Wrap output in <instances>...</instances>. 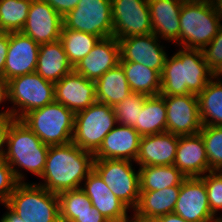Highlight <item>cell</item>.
I'll return each instance as SVG.
<instances>
[{
  "mask_svg": "<svg viewBox=\"0 0 222 222\" xmlns=\"http://www.w3.org/2000/svg\"><path fill=\"white\" fill-rule=\"evenodd\" d=\"M93 161L92 152L83 150L72 142L51 145L40 177L45 183L38 185L56 194L81 188L82 181L93 170Z\"/></svg>",
  "mask_w": 222,
  "mask_h": 222,
  "instance_id": "1",
  "label": "cell"
},
{
  "mask_svg": "<svg viewBox=\"0 0 222 222\" xmlns=\"http://www.w3.org/2000/svg\"><path fill=\"white\" fill-rule=\"evenodd\" d=\"M177 51L165 59L160 95H198L212 79L203 51L183 47Z\"/></svg>",
  "mask_w": 222,
  "mask_h": 222,
  "instance_id": "2",
  "label": "cell"
},
{
  "mask_svg": "<svg viewBox=\"0 0 222 222\" xmlns=\"http://www.w3.org/2000/svg\"><path fill=\"white\" fill-rule=\"evenodd\" d=\"M6 146L3 159L13 169L19 183H24L25 176L17 168L41 177L49 145L44 144L20 119H15L10 126Z\"/></svg>",
  "mask_w": 222,
  "mask_h": 222,
  "instance_id": "3",
  "label": "cell"
},
{
  "mask_svg": "<svg viewBox=\"0 0 222 222\" xmlns=\"http://www.w3.org/2000/svg\"><path fill=\"white\" fill-rule=\"evenodd\" d=\"M180 46L203 50L222 24L211 0H184L179 16Z\"/></svg>",
  "mask_w": 222,
  "mask_h": 222,
  "instance_id": "4",
  "label": "cell"
},
{
  "mask_svg": "<svg viewBox=\"0 0 222 222\" xmlns=\"http://www.w3.org/2000/svg\"><path fill=\"white\" fill-rule=\"evenodd\" d=\"M20 120L44 144L51 146L72 142L75 113L56 101L28 112Z\"/></svg>",
  "mask_w": 222,
  "mask_h": 222,
  "instance_id": "5",
  "label": "cell"
},
{
  "mask_svg": "<svg viewBox=\"0 0 222 222\" xmlns=\"http://www.w3.org/2000/svg\"><path fill=\"white\" fill-rule=\"evenodd\" d=\"M6 205L25 222H61L58 195L36 183H19Z\"/></svg>",
  "mask_w": 222,
  "mask_h": 222,
  "instance_id": "6",
  "label": "cell"
},
{
  "mask_svg": "<svg viewBox=\"0 0 222 222\" xmlns=\"http://www.w3.org/2000/svg\"><path fill=\"white\" fill-rule=\"evenodd\" d=\"M117 125L114 108L98 101L75 113L72 143L93 154Z\"/></svg>",
  "mask_w": 222,
  "mask_h": 222,
  "instance_id": "7",
  "label": "cell"
},
{
  "mask_svg": "<svg viewBox=\"0 0 222 222\" xmlns=\"http://www.w3.org/2000/svg\"><path fill=\"white\" fill-rule=\"evenodd\" d=\"M8 91L9 101L14 106L11 107L12 116L16 119L55 101L54 83L36 72L8 80Z\"/></svg>",
  "mask_w": 222,
  "mask_h": 222,
  "instance_id": "8",
  "label": "cell"
},
{
  "mask_svg": "<svg viewBox=\"0 0 222 222\" xmlns=\"http://www.w3.org/2000/svg\"><path fill=\"white\" fill-rule=\"evenodd\" d=\"M132 161L119 159H94L93 170L102 178L113 194L130 210L139 201V169L132 167Z\"/></svg>",
  "mask_w": 222,
  "mask_h": 222,
  "instance_id": "9",
  "label": "cell"
},
{
  "mask_svg": "<svg viewBox=\"0 0 222 222\" xmlns=\"http://www.w3.org/2000/svg\"><path fill=\"white\" fill-rule=\"evenodd\" d=\"M63 26L101 39L113 36L111 0H80L63 17Z\"/></svg>",
  "mask_w": 222,
  "mask_h": 222,
  "instance_id": "10",
  "label": "cell"
},
{
  "mask_svg": "<svg viewBox=\"0 0 222 222\" xmlns=\"http://www.w3.org/2000/svg\"><path fill=\"white\" fill-rule=\"evenodd\" d=\"M111 4L117 40L153 33L148 0H111Z\"/></svg>",
  "mask_w": 222,
  "mask_h": 222,
  "instance_id": "11",
  "label": "cell"
},
{
  "mask_svg": "<svg viewBox=\"0 0 222 222\" xmlns=\"http://www.w3.org/2000/svg\"><path fill=\"white\" fill-rule=\"evenodd\" d=\"M163 97L167 111L166 132L178 136L198 134L203 125L197 95H167Z\"/></svg>",
  "mask_w": 222,
  "mask_h": 222,
  "instance_id": "12",
  "label": "cell"
},
{
  "mask_svg": "<svg viewBox=\"0 0 222 222\" xmlns=\"http://www.w3.org/2000/svg\"><path fill=\"white\" fill-rule=\"evenodd\" d=\"M63 17L49 4L32 0L28 17L21 33L31 37L37 44H47L60 40Z\"/></svg>",
  "mask_w": 222,
  "mask_h": 222,
  "instance_id": "13",
  "label": "cell"
},
{
  "mask_svg": "<svg viewBox=\"0 0 222 222\" xmlns=\"http://www.w3.org/2000/svg\"><path fill=\"white\" fill-rule=\"evenodd\" d=\"M173 213L190 222H214L204 182L199 177L186 178L180 185V192Z\"/></svg>",
  "mask_w": 222,
  "mask_h": 222,
  "instance_id": "14",
  "label": "cell"
},
{
  "mask_svg": "<svg viewBox=\"0 0 222 222\" xmlns=\"http://www.w3.org/2000/svg\"><path fill=\"white\" fill-rule=\"evenodd\" d=\"M118 41L123 61L140 63L162 74L168 55L163 49L166 47L160 45L161 41L153 33L122 38Z\"/></svg>",
  "mask_w": 222,
  "mask_h": 222,
  "instance_id": "15",
  "label": "cell"
},
{
  "mask_svg": "<svg viewBox=\"0 0 222 222\" xmlns=\"http://www.w3.org/2000/svg\"><path fill=\"white\" fill-rule=\"evenodd\" d=\"M40 45L21 32L9 33V47L5 60L6 81L35 72Z\"/></svg>",
  "mask_w": 222,
  "mask_h": 222,
  "instance_id": "16",
  "label": "cell"
},
{
  "mask_svg": "<svg viewBox=\"0 0 222 222\" xmlns=\"http://www.w3.org/2000/svg\"><path fill=\"white\" fill-rule=\"evenodd\" d=\"M55 101L77 113L96 102L95 81L75 71L54 83Z\"/></svg>",
  "mask_w": 222,
  "mask_h": 222,
  "instance_id": "17",
  "label": "cell"
},
{
  "mask_svg": "<svg viewBox=\"0 0 222 222\" xmlns=\"http://www.w3.org/2000/svg\"><path fill=\"white\" fill-rule=\"evenodd\" d=\"M82 184L84 185L81 189L90 199L92 206L109 222H126L129 219L127 211L130 209L113 194L94 170L87 175L85 183Z\"/></svg>",
  "mask_w": 222,
  "mask_h": 222,
  "instance_id": "18",
  "label": "cell"
},
{
  "mask_svg": "<svg viewBox=\"0 0 222 222\" xmlns=\"http://www.w3.org/2000/svg\"><path fill=\"white\" fill-rule=\"evenodd\" d=\"M120 45L114 37L102 38L75 67L74 71L96 81L120 63Z\"/></svg>",
  "mask_w": 222,
  "mask_h": 222,
  "instance_id": "19",
  "label": "cell"
},
{
  "mask_svg": "<svg viewBox=\"0 0 222 222\" xmlns=\"http://www.w3.org/2000/svg\"><path fill=\"white\" fill-rule=\"evenodd\" d=\"M141 135L134 127L115 126L105 137L94 159H119L135 162L139 152Z\"/></svg>",
  "mask_w": 222,
  "mask_h": 222,
  "instance_id": "20",
  "label": "cell"
},
{
  "mask_svg": "<svg viewBox=\"0 0 222 222\" xmlns=\"http://www.w3.org/2000/svg\"><path fill=\"white\" fill-rule=\"evenodd\" d=\"M186 178L202 177L210 172L205 144L201 135L179 136L173 164Z\"/></svg>",
  "mask_w": 222,
  "mask_h": 222,
  "instance_id": "21",
  "label": "cell"
},
{
  "mask_svg": "<svg viewBox=\"0 0 222 222\" xmlns=\"http://www.w3.org/2000/svg\"><path fill=\"white\" fill-rule=\"evenodd\" d=\"M179 136L170 132L142 136L136 163L143 166L173 165Z\"/></svg>",
  "mask_w": 222,
  "mask_h": 222,
  "instance_id": "22",
  "label": "cell"
},
{
  "mask_svg": "<svg viewBox=\"0 0 222 222\" xmlns=\"http://www.w3.org/2000/svg\"><path fill=\"white\" fill-rule=\"evenodd\" d=\"M184 0H148L153 34L180 46V12Z\"/></svg>",
  "mask_w": 222,
  "mask_h": 222,
  "instance_id": "23",
  "label": "cell"
},
{
  "mask_svg": "<svg viewBox=\"0 0 222 222\" xmlns=\"http://www.w3.org/2000/svg\"><path fill=\"white\" fill-rule=\"evenodd\" d=\"M74 71L60 40L41 44L35 72L53 83Z\"/></svg>",
  "mask_w": 222,
  "mask_h": 222,
  "instance_id": "24",
  "label": "cell"
},
{
  "mask_svg": "<svg viewBox=\"0 0 222 222\" xmlns=\"http://www.w3.org/2000/svg\"><path fill=\"white\" fill-rule=\"evenodd\" d=\"M180 192V186L163 190L140 192L133 214L143 219H153L173 213Z\"/></svg>",
  "mask_w": 222,
  "mask_h": 222,
  "instance_id": "25",
  "label": "cell"
},
{
  "mask_svg": "<svg viewBox=\"0 0 222 222\" xmlns=\"http://www.w3.org/2000/svg\"><path fill=\"white\" fill-rule=\"evenodd\" d=\"M96 100L115 107L132 92L120 64L95 81Z\"/></svg>",
  "mask_w": 222,
  "mask_h": 222,
  "instance_id": "26",
  "label": "cell"
},
{
  "mask_svg": "<svg viewBox=\"0 0 222 222\" xmlns=\"http://www.w3.org/2000/svg\"><path fill=\"white\" fill-rule=\"evenodd\" d=\"M125 73L131 92L147 96L159 95L161 91V74L140 63L123 61L119 63Z\"/></svg>",
  "mask_w": 222,
  "mask_h": 222,
  "instance_id": "27",
  "label": "cell"
},
{
  "mask_svg": "<svg viewBox=\"0 0 222 222\" xmlns=\"http://www.w3.org/2000/svg\"><path fill=\"white\" fill-rule=\"evenodd\" d=\"M167 111L162 95L148 96L138 116L134 129L141 136L166 132Z\"/></svg>",
  "mask_w": 222,
  "mask_h": 222,
  "instance_id": "28",
  "label": "cell"
},
{
  "mask_svg": "<svg viewBox=\"0 0 222 222\" xmlns=\"http://www.w3.org/2000/svg\"><path fill=\"white\" fill-rule=\"evenodd\" d=\"M140 192L163 190L167 187L180 186L186 177L174 166L139 167Z\"/></svg>",
  "mask_w": 222,
  "mask_h": 222,
  "instance_id": "29",
  "label": "cell"
},
{
  "mask_svg": "<svg viewBox=\"0 0 222 222\" xmlns=\"http://www.w3.org/2000/svg\"><path fill=\"white\" fill-rule=\"evenodd\" d=\"M203 126H222V80L211 79L197 95Z\"/></svg>",
  "mask_w": 222,
  "mask_h": 222,
  "instance_id": "30",
  "label": "cell"
},
{
  "mask_svg": "<svg viewBox=\"0 0 222 222\" xmlns=\"http://www.w3.org/2000/svg\"><path fill=\"white\" fill-rule=\"evenodd\" d=\"M100 39L99 36L67 29L64 26L60 35V41L73 67L89 54Z\"/></svg>",
  "mask_w": 222,
  "mask_h": 222,
  "instance_id": "31",
  "label": "cell"
},
{
  "mask_svg": "<svg viewBox=\"0 0 222 222\" xmlns=\"http://www.w3.org/2000/svg\"><path fill=\"white\" fill-rule=\"evenodd\" d=\"M32 0H0V28L3 32H21Z\"/></svg>",
  "mask_w": 222,
  "mask_h": 222,
  "instance_id": "32",
  "label": "cell"
},
{
  "mask_svg": "<svg viewBox=\"0 0 222 222\" xmlns=\"http://www.w3.org/2000/svg\"><path fill=\"white\" fill-rule=\"evenodd\" d=\"M57 195L61 222H72L79 214L92 210V203L81 188L66 190Z\"/></svg>",
  "mask_w": 222,
  "mask_h": 222,
  "instance_id": "33",
  "label": "cell"
},
{
  "mask_svg": "<svg viewBox=\"0 0 222 222\" xmlns=\"http://www.w3.org/2000/svg\"><path fill=\"white\" fill-rule=\"evenodd\" d=\"M201 135L211 171H222V126H202Z\"/></svg>",
  "mask_w": 222,
  "mask_h": 222,
  "instance_id": "34",
  "label": "cell"
},
{
  "mask_svg": "<svg viewBox=\"0 0 222 222\" xmlns=\"http://www.w3.org/2000/svg\"><path fill=\"white\" fill-rule=\"evenodd\" d=\"M147 97L145 94L132 92L113 107L117 124L135 127L138 124V116Z\"/></svg>",
  "mask_w": 222,
  "mask_h": 222,
  "instance_id": "35",
  "label": "cell"
},
{
  "mask_svg": "<svg viewBox=\"0 0 222 222\" xmlns=\"http://www.w3.org/2000/svg\"><path fill=\"white\" fill-rule=\"evenodd\" d=\"M205 184L209 207L212 215L222 210V171H210L199 177Z\"/></svg>",
  "mask_w": 222,
  "mask_h": 222,
  "instance_id": "36",
  "label": "cell"
},
{
  "mask_svg": "<svg viewBox=\"0 0 222 222\" xmlns=\"http://www.w3.org/2000/svg\"><path fill=\"white\" fill-rule=\"evenodd\" d=\"M18 184L13 169L3 158L0 159V203L3 205L7 203Z\"/></svg>",
  "mask_w": 222,
  "mask_h": 222,
  "instance_id": "37",
  "label": "cell"
},
{
  "mask_svg": "<svg viewBox=\"0 0 222 222\" xmlns=\"http://www.w3.org/2000/svg\"><path fill=\"white\" fill-rule=\"evenodd\" d=\"M205 61L211 70H213L222 61V26L218 34L212 41L202 50Z\"/></svg>",
  "mask_w": 222,
  "mask_h": 222,
  "instance_id": "38",
  "label": "cell"
},
{
  "mask_svg": "<svg viewBox=\"0 0 222 222\" xmlns=\"http://www.w3.org/2000/svg\"><path fill=\"white\" fill-rule=\"evenodd\" d=\"M49 4L57 13L64 17L73 10L80 0H40Z\"/></svg>",
  "mask_w": 222,
  "mask_h": 222,
  "instance_id": "39",
  "label": "cell"
},
{
  "mask_svg": "<svg viewBox=\"0 0 222 222\" xmlns=\"http://www.w3.org/2000/svg\"><path fill=\"white\" fill-rule=\"evenodd\" d=\"M16 118L13 116H0V159L4 157L5 146L7 142V134L10 126Z\"/></svg>",
  "mask_w": 222,
  "mask_h": 222,
  "instance_id": "40",
  "label": "cell"
},
{
  "mask_svg": "<svg viewBox=\"0 0 222 222\" xmlns=\"http://www.w3.org/2000/svg\"><path fill=\"white\" fill-rule=\"evenodd\" d=\"M9 47V32L0 34V79H4L5 60Z\"/></svg>",
  "mask_w": 222,
  "mask_h": 222,
  "instance_id": "41",
  "label": "cell"
},
{
  "mask_svg": "<svg viewBox=\"0 0 222 222\" xmlns=\"http://www.w3.org/2000/svg\"><path fill=\"white\" fill-rule=\"evenodd\" d=\"M72 222H109L96 207L92 206V210L85 214H79Z\"/></svg>",
  "mask_w": 222,
  "mask_h": 222,
  "instance_id": "42",
  "label": "cell"
},
{
  "mask_svg": "<svg viewBox=\"0 0 222 222\" xmlns=\"http://www.w3.org/2000/svg\"><path fill=\"white\" fill-rule=\"evenodd\" d=\"M7 100L9 101L8 81L0 79V104ZM0 116H12L11 109L1 111Z\"/></svg>",
  "mask_w": 222,
  "mask_h": 222,
  "instance_id": "43",
  "label": "cell"
},
{
  "mask_svg": "<svg viewBox=\"0 0 222 222\" xmlns=\"http://www.w3.org/2000/svg\"><path fill=\"white\" fill-rule=\"evenodd\" d=\"M4 206L7 208L8 212L4 213L0 222H25L16 213H14L6 204Z\"/></svg>",
  "mask_w": 222,
  "mask_h": 222,
  "instance_id": "44",
  "label": "cell"
},
{
  "mask_svg": "<svg viewBox=\"0 0 222 222\" xmlns=\"http://www.w3.org/2000/svg\"><path fill=\"white\" fill-rule=\"evenodd\" d=\"M155 220L156 222H190V221H186L185 219H183L182 217L174 213L160 216L156 218Z\"/></svg>",
  "mask_w": 222,
  "mask_h": 222,
  "instance_id": "45",
  "label": "cell"
},
{
  "mask_svg": "<svg viewBox=\"0 0 222 222\" xmlns=\"http://www.w3.org/2000/svg\"><path fill=\"white\" fill-rule=\"evenodd\" d=\"M222 76V61L212 70V79L220 81Z\"/></svg>",
  "mask_w": 222,
  "mask_h": 222,
  "instance_id": "46",
  "label": "cell"
},
{
  "mask_svg": "<svg viewBox=\"0 0 222 222\" xmlns=\"http://www.w3.org/2000/svg\"><path fill=\"white\" fill-rule=\"evenodd\" d=\"M211 2L216 13L219 15V17L222 20V0H211Z\"/></svg>",
  "mask_w": 222,
  "mask_h": 222,
  "instance_id": "47",
  "label": "cell"
},
{
  "mask_svg": "<svg viewBox=\"0 0 222 222\" xmlns=\"http://www.w3.org/2000/svg\"><path fill=\"white\" fill-rule=\"evenodd\" d=\"M131 220H127L126 222H156V220H153V219H143V218H140L136 215H133V218H130Z\"/></svg>",
  "mask_w": 222,
  "mask_h": 222,
  "instance_id": "48",
  "label": "cell"
},
{
  "mask_svg": "<svg viewBox=\"0 0 222 222\" xmlns=\"http://www.w3.org/2000/svg\"><path fill=\"white\" fill-rule=\"evenodd\" d=\"M214 222H222V217L221 216L220 217L217 216V218H216V220Z\"/></svg>",
  "mask_w": 222,
  "mask_h": 222,
  "instance_id": "49",
  "label": "cell"
}]
</instances>
